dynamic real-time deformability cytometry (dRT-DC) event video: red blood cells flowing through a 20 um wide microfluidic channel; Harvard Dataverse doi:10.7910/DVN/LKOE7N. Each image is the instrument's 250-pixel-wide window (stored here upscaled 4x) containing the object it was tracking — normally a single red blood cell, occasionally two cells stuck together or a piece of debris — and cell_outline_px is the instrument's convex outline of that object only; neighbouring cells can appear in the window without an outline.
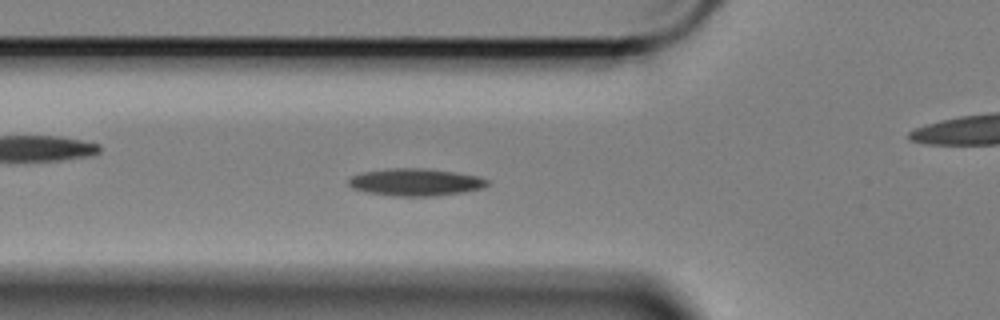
{"species": "Egyptian fruit bat (a non-hibernating species)", "species_latin": "Rousettus aegyptiacus", "temperature_condition": "cold", "stored_images_in_passage": 59, "camera_frame_rate_fps": 3000, "um_per_image_px": 0.085, "animal": {"sex": "female"}, "frame": {"image": 1, "passage_image": 20, "time_ms": 6.333, "image_size_px": [1000, 320], "cell_outline_px": [[488, 184], [484, 188], [460, 192], [432, 196], [392, 196], [364, 192], [352, 188], [348, 184], [348, 180], [352, 176], [360, 172], [388, 168], [428, 168], [456, 172], [480, 176], [488, 180]], "centroid_in_image_um": [35.29, 15.47], "position_along_channel_um": 90.5, "area_um2": 22.31}}
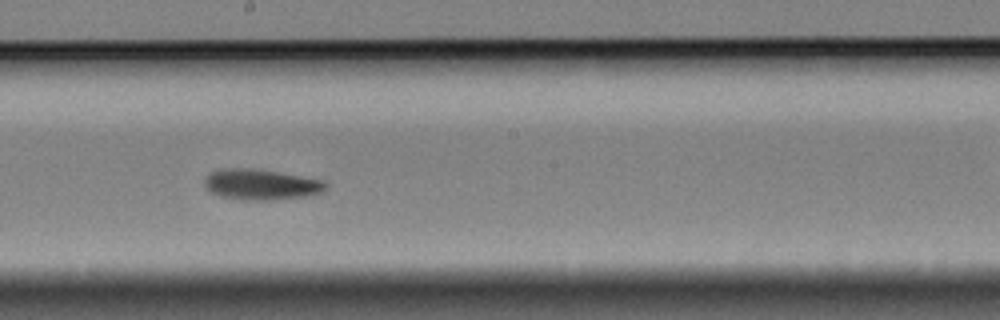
{"frame": {"image": 2, "passage_image": 32, "time_ms": 10.333, "image_size_px": [1000, 320], "cell_outline_px": [[328, 188], [324, 192], [312, 196], [276, 200], [240, 200], [220, 196], [212, 192], [204, 184], [204, 180], [208, 172], [220, 168], [248, 168], [280, 172], [324, 180], [328, 184]], "centroid_in_image_um": [22.24, 15.69], "position_along_channel_um": 226.0, "area_um2": 22.2}}
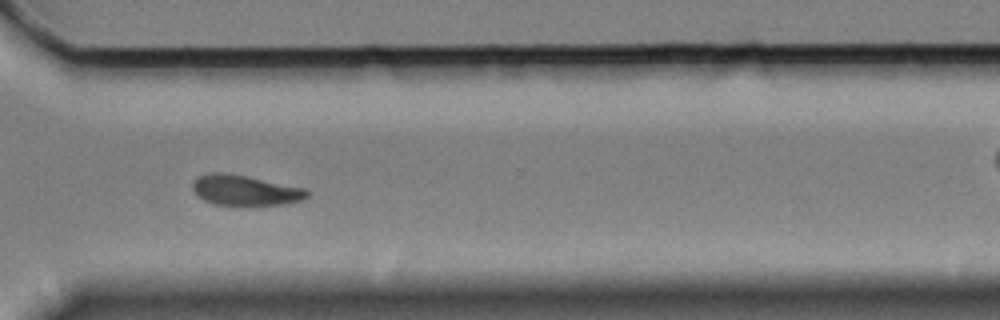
{"frame": {"image": 3, "passage_image": 43, "time_ms": 14.0, "image_size_px": [1000, 320], "cell_outline_px": [[308, 196], [300, 200], [284, 204], [216, 204], [204, 200], [196, 196], [192, 188], [192, 184], [200, 176], [208, 172], [224, 172], [248, 176], [304, 188], [308, 192]], "centroid_in_image_um": [20.79, 16.15], "position_along_channel_um": 349.8, "area_um2": 19.88}, "authors_computed_cell_mechanics": {"area_um2": 20.808, "velocity_mm_per_s": 3.3772, "shape_relaxation_time_tau1_ms": 5.1446, "shape_relaxation_time_tau2_ms": null, "deformation_change_tau1": 0.1182, "deformation_change_tau2": null}}